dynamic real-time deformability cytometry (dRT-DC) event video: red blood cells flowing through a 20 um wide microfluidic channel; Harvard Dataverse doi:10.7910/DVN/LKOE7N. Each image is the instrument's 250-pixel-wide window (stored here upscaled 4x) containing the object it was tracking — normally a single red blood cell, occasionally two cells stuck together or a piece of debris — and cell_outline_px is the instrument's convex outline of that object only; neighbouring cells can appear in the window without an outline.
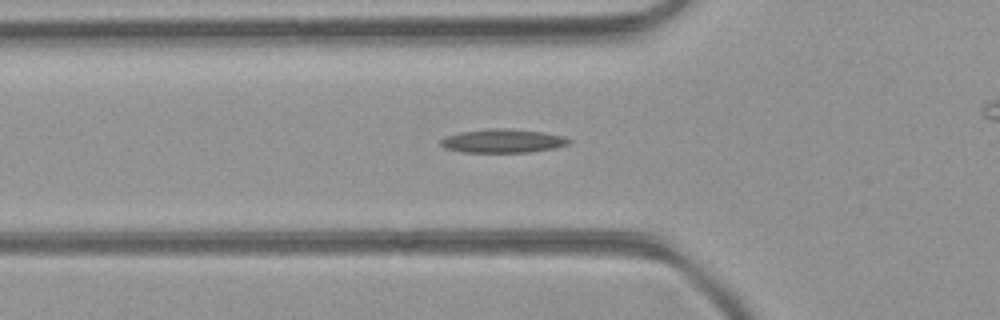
{"species": "common noctule bat (a hibernating species)", "species_latin": "Nyctalus noctula", "temperature_condition": "room temperature", "stored_images_in_passage": 34, "camera_frame_rate_fps": 3000, "um_per_image_px": 0.085, "animal": {"sex": "female", "body_mass_g": 21.9}, "frame": {"image": 1, "passage_image": 9, "time_ms": 2.667, "image_size_px": [1000, 320], "cell_outline_px": [[572, 140], [568, 144], [552, 148], [528, 152], [464, 152], [444, 148], [440, 144], [440, 140], [444, 136], [460, 132], [492, 128], [504, 128], [544, 132], [564, 136]], "centroid_in_image_um": [42.71, 11.97], "position_along_channel_um": 83.1, "area_um2": 17.63}}
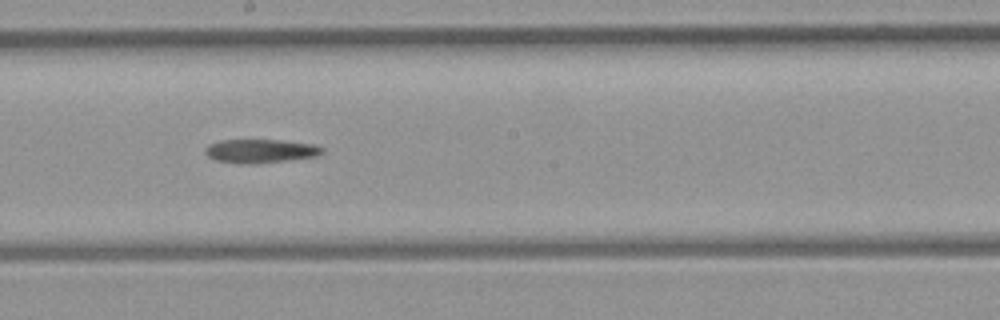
{"frame": {"image": 2, "passage_image": 19, "time_ms": 6.0, "image_size_px": [1000, 320], "cell_outline_px": [[324, 152], [316, 156], [288, 160], [256, 164], [240, 164], [216, 160], [208, 156], [204, 152], [204, 148], [208, 144], [220, 140], [284, 140], [312, 144], [324, 148]], "centroid_in_image_um": [22.11, 12.84], "position_along_channel_um": 226.1, "area_um2": 16.3}}
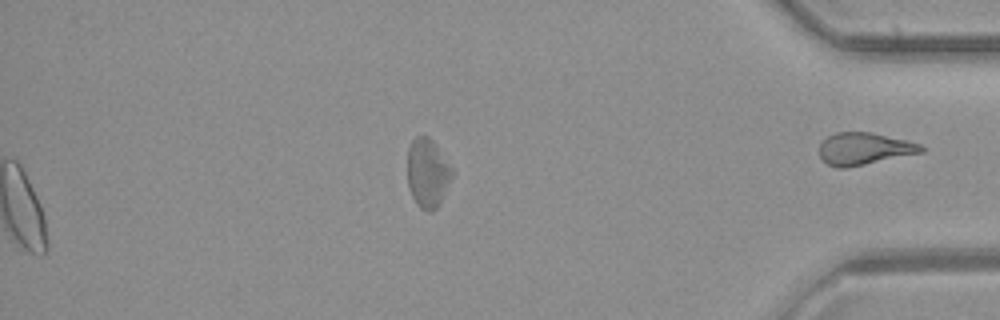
{"frame": {"image": 3, "passage_image": 34, "time_ms": 11.0, "image_size_px": [1000, 320], "cell_outline_px": [[452, 176], [436, 208], [432, 212], [428, 212], [420, 208], [416, 204], [412, 196], [408, 184], [408, 148], [412, 140], [416, 136], [428, 136], [432, 140], [452, 168]], "centroid_in_image_um": [36.32, 14.71], "position_along_channel_um": 398.9, "area_um2": 17.57}, "authors_computed_cell_mechanics": {"area_um2": 17.0799, "velocity_mm_per_s": 4.2608, "shape_relaxation_time_tau1_ms": 10.0241, "shape_relaxation_time_tau2_ms": null, "deformation_change_tau1": 0.173, "deformation_change_tau2": null}}